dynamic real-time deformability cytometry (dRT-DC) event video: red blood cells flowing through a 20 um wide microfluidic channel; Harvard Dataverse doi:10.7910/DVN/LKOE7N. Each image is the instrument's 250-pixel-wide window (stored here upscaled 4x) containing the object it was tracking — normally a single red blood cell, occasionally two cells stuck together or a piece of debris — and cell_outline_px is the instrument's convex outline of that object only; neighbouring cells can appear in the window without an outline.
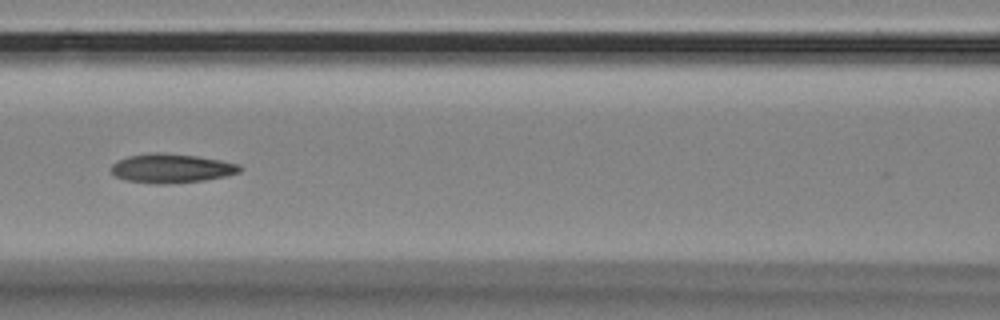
{"species": "Egyptian fruit bat (a non-hibernating species)", "species_latin": "Rousettus aegyptiacus", "temperature_condition": "room temperature", "stored_images_in_passage": 13, "camera_frame_rate_fps": 3000, "um_per_image_px": 0.085, "animal": {"sex": "female"}, "frame": {"image": 1, "passage_image": 11, "time_ms": 3.333, "image_size_px": [1000, 320], "cell_outline_px": [[244, 168], [240, 172], [224, 176], [204, 180], [164, 184], [160, 184], [128, 180], [116, 176], [108, 168], [112, 164], [128, 156], [152, 152], [160, 152], [196, 156], [220, 160], [240, 164]], "centroid_in_image_um": [14.59, 14.29], "position_along_channel_um": 152.0, "area_um2": 21.68}}